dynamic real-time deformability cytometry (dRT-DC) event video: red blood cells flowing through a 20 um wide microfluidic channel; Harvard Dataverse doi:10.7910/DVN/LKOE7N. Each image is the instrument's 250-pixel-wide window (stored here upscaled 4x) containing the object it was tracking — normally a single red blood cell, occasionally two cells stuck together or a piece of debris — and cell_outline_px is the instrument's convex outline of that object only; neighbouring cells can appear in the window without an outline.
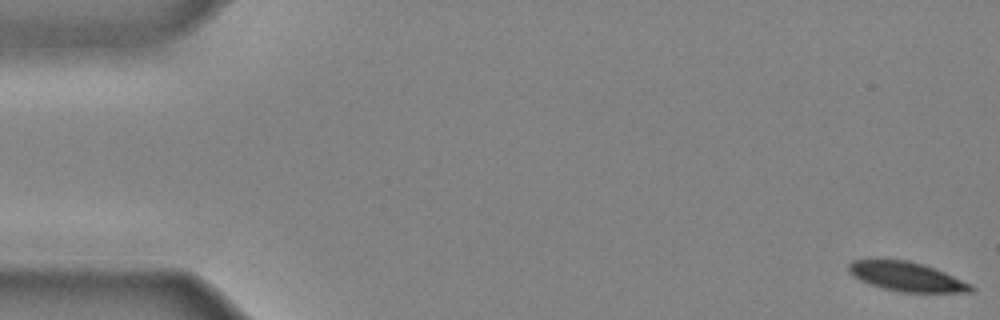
{"species": "common noctule bat (a hibernating species)", "species_latin": "Nyctalus noctula", "temperature_condition": "cold", "stored_images_in_passage": 44, "camera_frame_rate_fps": 3000, "um_per_image_px": 0.085, "animal": {"sex": "male", "body_mass_g": 20.4}, "frame": {"image": 1, "passage_image": 1, "time_ms": 0.0, "image_size_px": [1000, 320], "cell_outline_px": [[976, 288], [972, 292], [900, 292], [884, 288], [860, 280], [852, 276], [848, 272], [848, 264], [852, 260], [908, 260], [924, 264], [936, 268], [972, 284]], "centroid_in_image_um": [77.1, 23.51], "position_along_channel_um": 7.9, "area_um2": 20.87}}
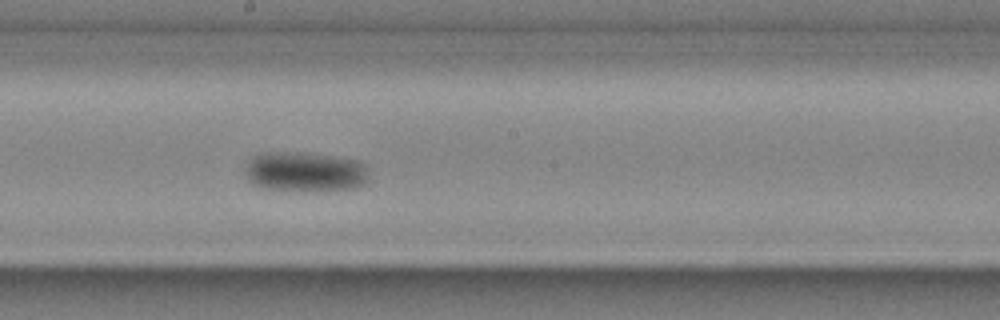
{"frame": {"image": 2, "passage_image": 25, "time_ms": 8.0, "image_size_px": [1000, 320], "cell_outline_px": [[368, 180], [364, 184], [348, 188], [260, 188], [252, 184], [248, 180], [244, 172], [244, 168], [252, 156], [260, 152], [296, 152], [332, 156], [360, 160], [364, 164], [368, 172]], "centroid_in_image_um": [25.86, 14.54], "position_along_channel_um": 222.3, "area_um2": 28.03}}
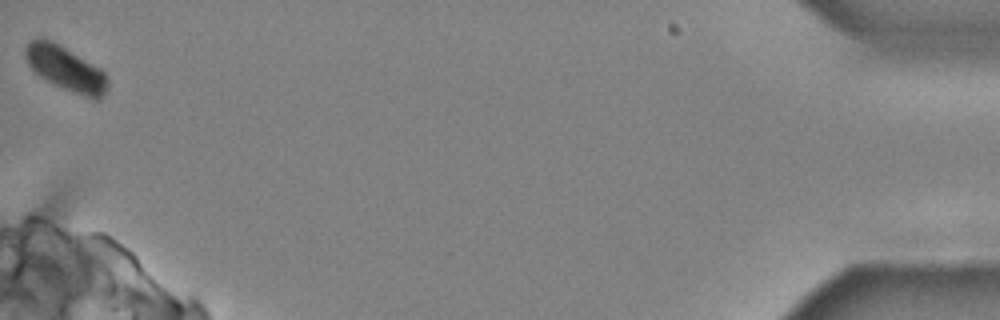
{"frame": {"image": 3, "passage_image": 44, "time_ms": 14.333, "image_size_px": [1000, 320], "cell_outline_px": [[108, 88], [100, 100], [92, 100], [64, 88], [40, 76], [28, 64], [24, 52], [24, 48], [36, 36], [44, 36], [52, 40], [100, 68], [108, 76]], "centroid_in_image_um": [5.61, 5.81], "position_along_channel_um": 429.6, "area_um2": 21.39}}